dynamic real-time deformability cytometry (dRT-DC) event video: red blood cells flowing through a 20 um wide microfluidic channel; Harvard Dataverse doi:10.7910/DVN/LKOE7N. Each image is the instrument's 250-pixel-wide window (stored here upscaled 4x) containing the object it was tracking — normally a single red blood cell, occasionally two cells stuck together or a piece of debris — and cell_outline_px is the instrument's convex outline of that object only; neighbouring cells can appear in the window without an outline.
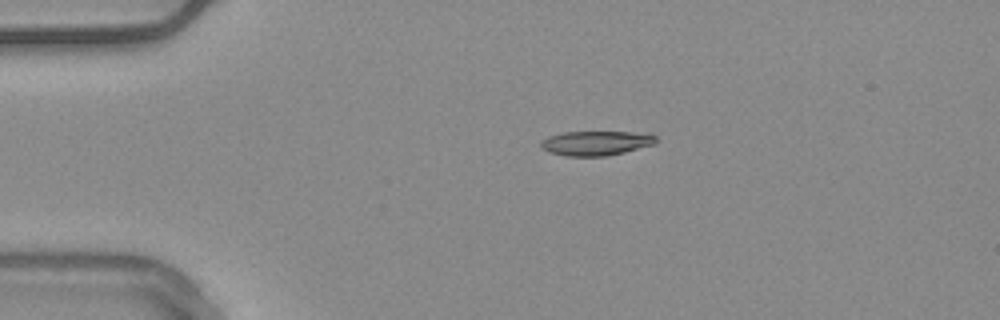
{"species": "common noctule bat (a hibernating species)", "species_latin": "Nyctalus noctula", "temperature_condition": "warm", "stored_images_in_passage": 44, "camera_frame_rate_fps": 3000, "um_per_image_px": 0.085, "animal": {"sex": "male", "body_mass_g": 20.4}, "frame": {"image": 1, "passage_image": 1, "time_ms": 0.0, "image_size_px": [1000, 320], "cell_outline_px": [[656, 144], [624, 152], [604, 156], [568, 156], [548, 152], [540, 144], [540, 140], [548, 136], [564, 132], [652, 132], [656, 136]], "centroid_in_image_um": [50.7, 12.15], "position_along_channel_um": 34.3, "area_um2": 16.59}}
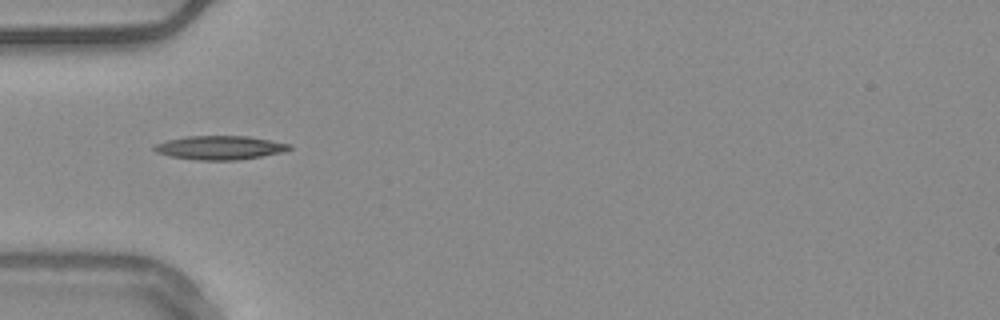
{"frame": {"image": 2, "passage_image": 7, "time_ms": 2.0, "image_size_px": [1000, 320], "cell_outline_px": [[292, 148], [284, 152], [240, 160], [196, 160], [168, 156], [156, 152], [152, 148], [156, 144], [168, 140], [188, 136], [248, 136], [292, 144]], "centroid_in_image_um": [18.71, 12.56], "position_along_channel_um": 66.3, "area_um2": 18.84}}
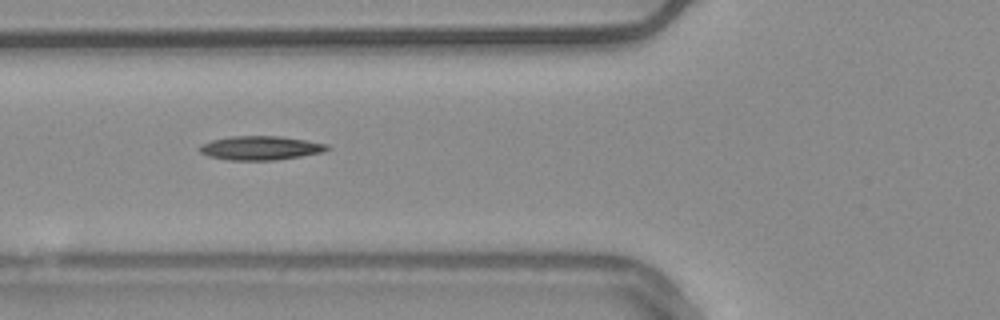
{"frame": {"image": 3, "passage_image": 10, "time_ms": 3.0, "image_size_px": [1000, 320], "cell_outline_px": [[332, 148], [324, 152], [276, 160], [228, 160], [208, 156], [200, 152], [196, 148], [200, 144], [212, 140], [232, 136], [280, 136], [308, 140], [328, 144]], "centroid_in_image_um": [22.15, 12.57], "position_along_channel_um": 103.7, "area_um2": 18.03}, "authors_computed_cell_mechanics": {"area_um2": 16.6464, "velocity_mm_per_s": 3.7674, "shape_relaxation_time_tau1_ms": 9.4443, "shape_relaxation_time_tau2_ms": null, "deformation_change_tau1": 0.1961, "deformation_change_tau2": null}}